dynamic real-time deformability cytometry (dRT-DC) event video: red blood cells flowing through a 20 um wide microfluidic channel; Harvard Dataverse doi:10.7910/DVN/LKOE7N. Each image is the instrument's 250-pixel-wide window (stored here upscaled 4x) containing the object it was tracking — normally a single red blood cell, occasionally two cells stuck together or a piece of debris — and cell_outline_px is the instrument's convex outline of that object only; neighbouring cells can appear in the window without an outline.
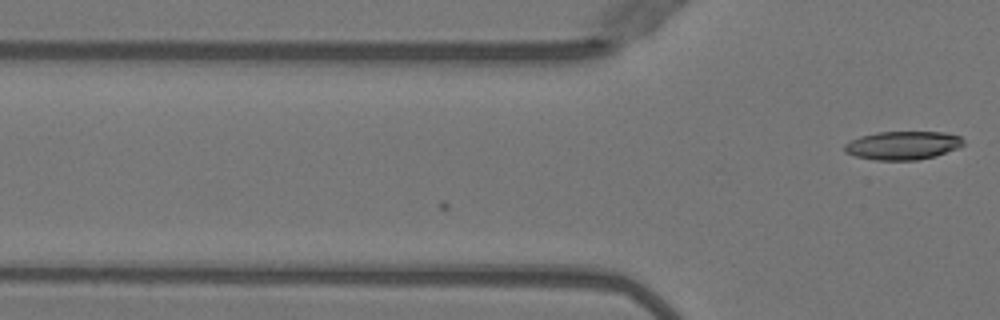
{"species": "Egyptian fruit bat (a non-hibernating species)", "species_latin": "Rousettus aegyptiacus", "temperature_condition": "warm", "stored_images_in_passage": 3, "camera_frame_rate_fps": 3000, "um_per_image_px": 0.085, "animal": {"sex": "female"}, "frame": {"image": 1, "passage_image": 3, "time_ms": 0.667, "image_size_px": [1000, 320], "cell_outline_px": [[964, 144], [960, 148], [936, 156], [916, 160], [876, 160], [856, 156], [844, 152], [844, 144], [860, 136], [876, 132], [944, 132], [960, 136], [964, 140]], "centroid_in_image_um": [76.76, 12.36], "position_along_channel_um": 49.0, "area_um2": 19.83}}